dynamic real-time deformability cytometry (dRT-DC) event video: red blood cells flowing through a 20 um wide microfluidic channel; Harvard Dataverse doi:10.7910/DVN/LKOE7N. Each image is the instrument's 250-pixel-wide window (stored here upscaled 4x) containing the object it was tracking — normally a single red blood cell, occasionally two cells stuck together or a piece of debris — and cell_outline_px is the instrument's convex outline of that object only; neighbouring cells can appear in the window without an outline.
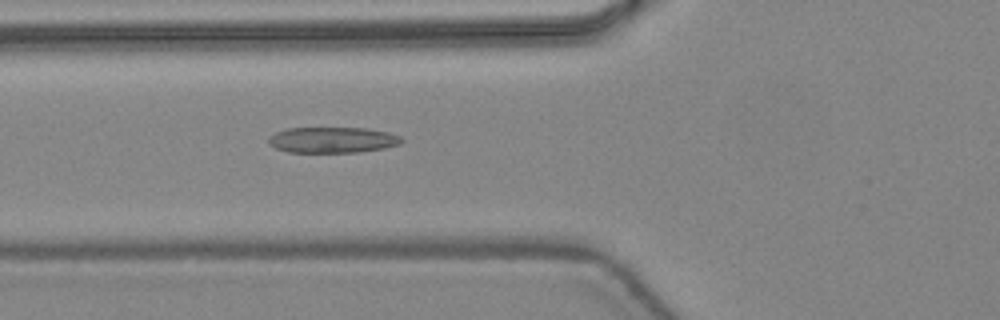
{"species": "common noctule bat (a hibernating species)", "species_latin": "Nyctalus noctula", "temperature_condition": "warm", "stored_images_in_passage": 47, "camera_frame_rate_fps": 3000, "um_per_image_px": 0.085, "animal": {"sex": "female", "body_mass_g": 24.6, "forearm_length_mm": 56.2}, "frame": {"image": 1, "passage_image": 19, "time_ms": 6.0, "image_size_px": [1000, 320], "cell_outline_px": [[404, 140], [400, 144], [384, 148], [356, 152], [288, 152], [276, 148], [268, 144], [268, 136], [276, 132], [288, 128], [364, 128], [388, 132], [400, 136]], "centroid_in_image_um": [28.24, 11.89], "position_along_channel_um": 97.6, "area_um2": 20.0}}
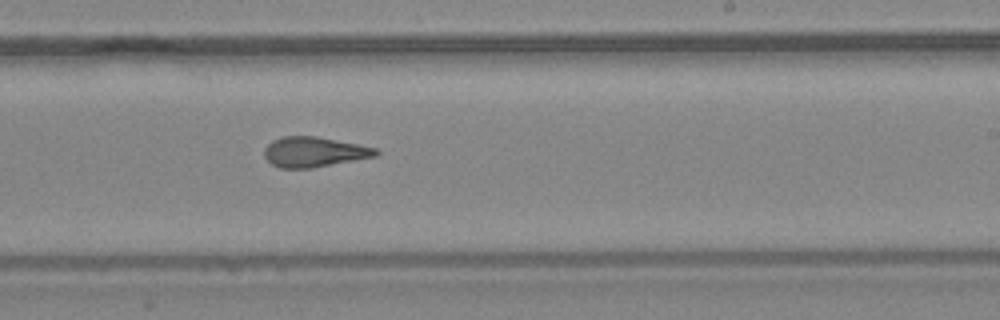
{"frame": {"image": 2, "passage_image": 30, "time_ms": 9.667, "image_size_px": [1000, 320], "cell_outline_px": [[380, 152], [376, 156], [312, 168], [280, 168], [272, 164], [264, 156], [264, 148], [272, 140], [280, 136], [316, 136], [376, 148]], "centroid_in_image_um": [26.66, 12.91], "position_along_channel_um": 262.3, "area_um2": 19.48}}
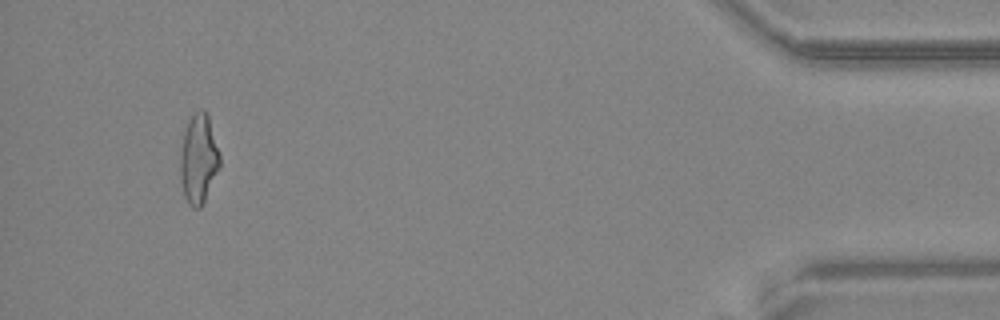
{"frame": {"image": 3, "passage_image": 45, "time_ms": 14.667, "image_size_px": [1000, 320], "cell_outline_px": [[220, 164], [204, 200], [200, 208], [192, 208], [188, 204], [184, 196], [180, 180], [180, 152], [184, 132], [188, 120], [200, 108], [204, 108], [208, 112], [220, 152]], "centroid_in_image_um": [16.87, 13.46], "position_along_channel_um": 418.3, "area_um2": 20.75}, "authors_computed_cell_mechanics": {"area_um2": 20.1722, "velocity_mm_per_s": 4.494, "shape_relaxation_time_tau1_ms": null, "shape_relaxation_time_tau2_ms": 1.5334, "deformation_change_tau1": null, "deformation_change_tau2": 0.1147}}